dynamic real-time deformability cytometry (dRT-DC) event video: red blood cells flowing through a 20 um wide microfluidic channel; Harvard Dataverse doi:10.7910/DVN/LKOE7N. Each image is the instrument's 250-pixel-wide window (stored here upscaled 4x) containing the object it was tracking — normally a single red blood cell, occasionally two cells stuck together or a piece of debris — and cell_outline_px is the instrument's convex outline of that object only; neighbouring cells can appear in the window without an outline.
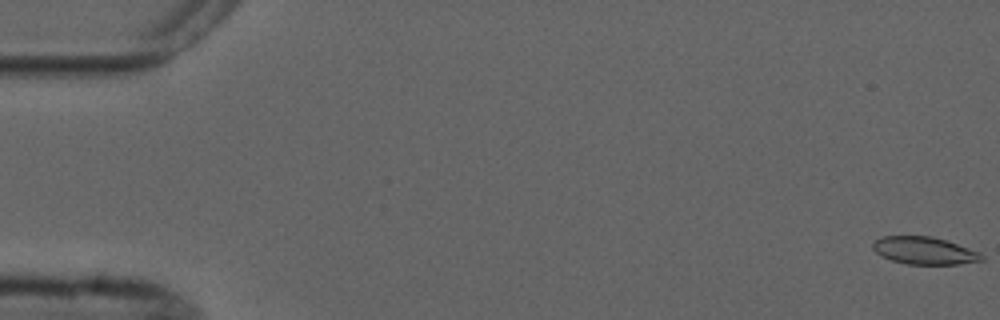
{"species": "common noctule bat (a hibernating species)", "species_latin": "Nyctalus noctula", "temperature_condition": "cold", "stored_images_in_passage": 4, "camera_frame_rate_fps": 3000, "um_per_image_px": 0.085, "animal": {"sex": "male", "forearm_length_mm": 52.5}, "frame": {"image": 1, "passage_image": 1, "time_ms": 0.0, "image_size_px": [1000, 320], "cell_outline_px": [[984, 260], [960, 264], [908, 264], [892, 260], [876, 252], [872, 248], [872, 244], [880, 236], [932, 236], [980, 252], [984, 256]], "centroid_in_image_um": [78.58, 21.3], "position_along_channel_um": 6.4, "area_um2": 17.22}}
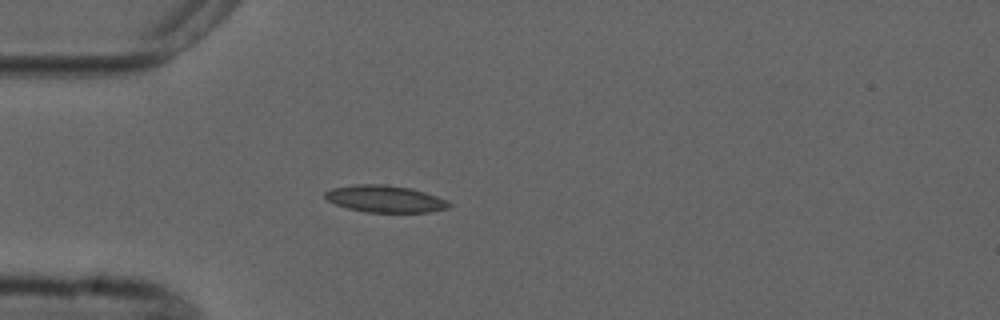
{"frame": {"image": 2, "passage_image": 4, "time_ms": 5.0, "image_size_px": [1000, 320], "cell_outline_px": [[452, 204], [448, 208], [428, 212], [368, 212], [348, 208], [336, 204], [328, 200], [324, 196], [324, 192], [332, 188], [356, 184], [384, 184], [408, 188], [424, 192], [448, 200]], "centroid_in_image_um": [32.73, 16.9], "position_along_channel_um": 52.3, "area_um2": 19.31}}